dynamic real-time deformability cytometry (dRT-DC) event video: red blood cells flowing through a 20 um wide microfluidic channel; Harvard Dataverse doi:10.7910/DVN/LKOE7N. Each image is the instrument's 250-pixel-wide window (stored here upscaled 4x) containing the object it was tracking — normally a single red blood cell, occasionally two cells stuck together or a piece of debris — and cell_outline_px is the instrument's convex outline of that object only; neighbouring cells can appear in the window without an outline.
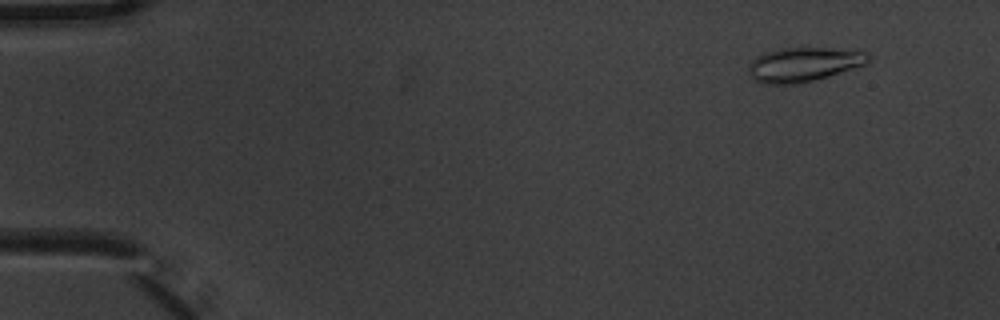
{"species": "common noctule bat (a hibernating species)", "species_latin": "Nyctalus noctula", "temperature_condition": "warm", "stored_images_in_passage": 8, "camera_frame_rate_fps": 3000, "um_per_image_px": 0.085, "animal": {"sex": "male", "body_mass_g": 20.1, "forearm_length_mm": 53.5}, "frame": {"image": 1, "passage_image": 1, "time_ms": 0.0, "image_size_px": [1000, 320], "cell_outline_px": [[872, 60], [868, 64], [804, 84], [764, 84], [756, 80], [748, 72], [748, 64], [756, 56], [764, 52], [776, 48], [828, 48], [868, 52], [872, 56]], "centroid_in_image_um": [68.34, 5.48], "position_along_channel_um": 16.7, "area_um2": 24.45}}
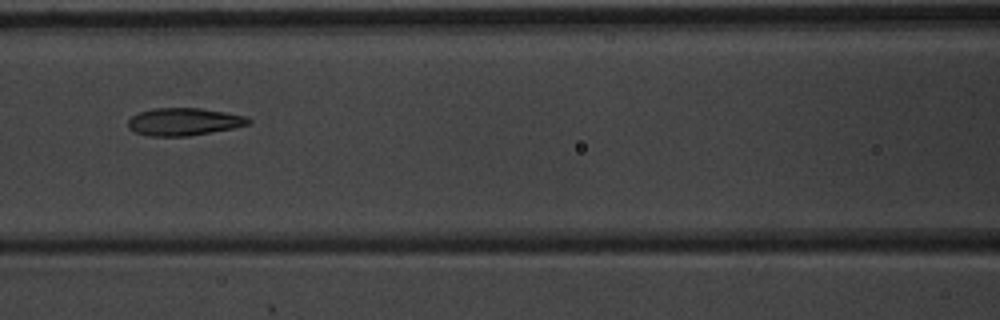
{"frame": {"image": 2, "passage_image": 6, "time_ms": 1.667, "image_size_px": [1000, 320], "cell_outline_px": [[252, 120], [248, 124], [232, 128], [188, 136], [152, 136], [136, 132], [128, 128], [128, 120], [132, 116], [140, 112], [152, 108], [200, 108], [224, 112], [244, 116]], "centroid_in_image_um": [15.6, 10.34], "position_along_channel_um": 151.0, "area_um2": 19.07}}
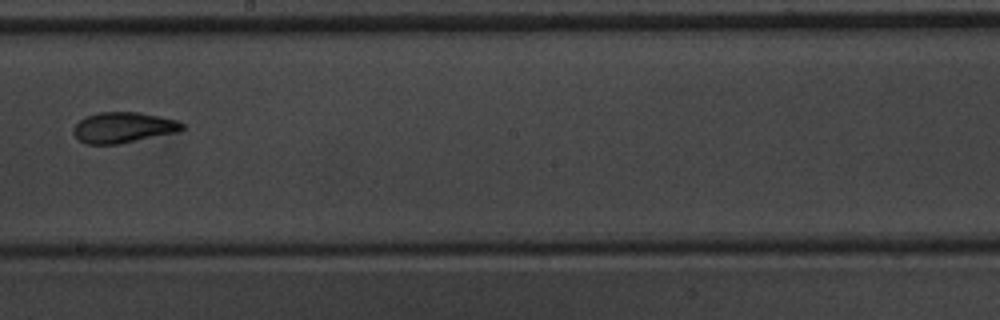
{"frame": {"image": 3, "passage_image": 8, "time_ms": 2.333, "image_size_px": [1000, 320], "cell_outline_px": [[184, 128], [176, 132], [116, 144], [88, 144], [80, 140], [72, 132], [72, 128], [84, 116], [100, 112], [140, 112], [176, 120], [184, 124]], "centroid_in_image_um": [10.44, 10.82], "position_along_channel_um": 237.8, "area_um2": 19.19}}